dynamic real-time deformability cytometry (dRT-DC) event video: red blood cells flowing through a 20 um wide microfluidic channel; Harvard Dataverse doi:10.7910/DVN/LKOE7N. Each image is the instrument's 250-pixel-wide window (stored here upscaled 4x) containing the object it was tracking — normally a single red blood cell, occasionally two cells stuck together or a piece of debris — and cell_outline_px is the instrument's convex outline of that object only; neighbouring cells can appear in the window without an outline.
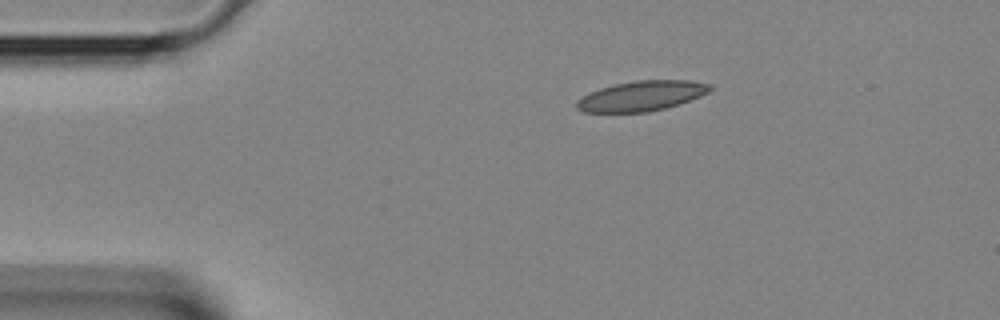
{"species": "Egyptian fruit bat (a non-hibernating species)", "species_latin": "Rousettus aegyptiacus", "temperature_condition": "room temperature", "stored_images_in_passage": 34, "camera_frame_rate_fps": 3000, "um_per_image_px": 0.085, "animal": {"sex": "female"}, "frame": {"image": 1, "passage_image": 1, "time_ms": 0.0, "image_size_px": [1000, 320], "cell_outline_px": [[712, 88], [708, 92], [700, 96], [664, 108], [648, 112], [584, 112], [576, 108], [576, 104], [584, 96], [600, 88], [616, 84], [636, 80], [692, 80], [712, 84]], "centroid_in_image_um": [54.57, 8.14], "position_along_channel_um": 30.4, "area_um2": 23.0}}
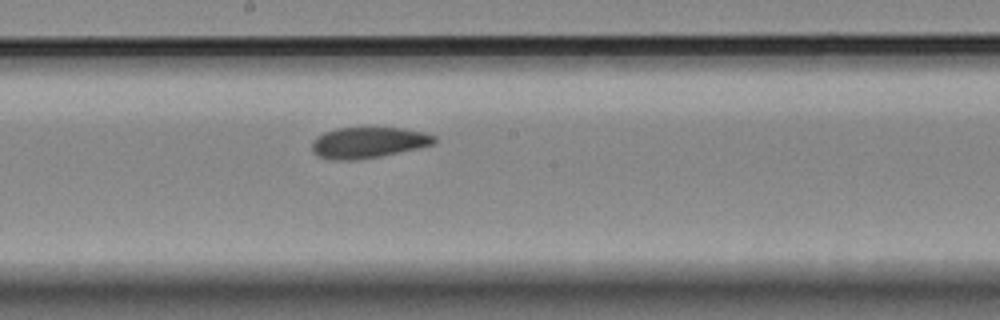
{"frame": {"image": 2, "passage_image": 15, "time_ms": 4.667, "image_size_px": [1000, 320], "cell_outline_px": [[436, 144], [420, 148], [380, 156], [356, 160], [332, 160], [316, 156], [312, 152], [312, 140], [316, 136], [324, 132], [336, 128], [404, 128], [424, 132], [436, 136]], "centroid_in_image_um": [31.29, 12.12], "position_along_channel_um": 216.9, "area_um2": 22.37}}
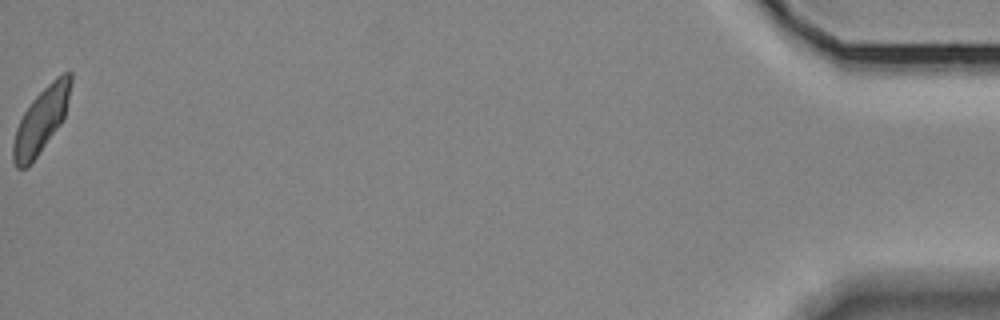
{"frame": {"image": 3, "passage_image": 34, "time_ms": 11.0, "image_size_px": [1000, 320], "cell_outline_px": [[72, 84], [64, 116], [60, 124], [28, 168], [16, 168], [12, 160], [12, 144], [16, 128], [24, 112], [32, 100], [56, 76], [64, 72], [72, 72]], "centroid_in_image_um": [3.48, 10.23], "position_along_channel_um": 431.7, "area_um2": 21.62}}